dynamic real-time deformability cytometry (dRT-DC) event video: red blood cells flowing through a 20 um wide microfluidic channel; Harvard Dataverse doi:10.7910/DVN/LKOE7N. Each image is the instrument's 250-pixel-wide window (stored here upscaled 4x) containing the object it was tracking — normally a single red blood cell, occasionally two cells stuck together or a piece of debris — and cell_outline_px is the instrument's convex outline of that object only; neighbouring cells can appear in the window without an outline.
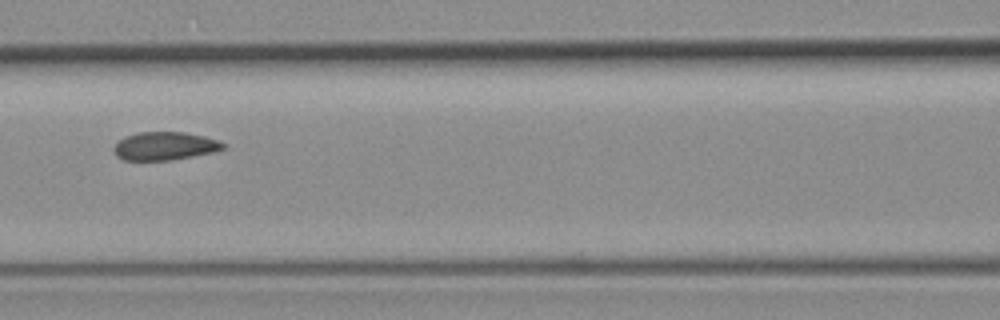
{"species": "common noctule bat (a hibernating species)", "species_latin": "Nyctalus noctula", "temperature_condition": "room temperature", "stored_images_in_passage": 9, "camera_frame_rate_fps": 3000, "um_per_image_px": 0.085, "animal": {"sex": "female", "body_mass_g": 19.3, "forearm_length_mm": 54.1}, "frame": {"image": 1, "passage_image": 6, "time_ms": 5.667, "image_size_px": [1000, 320], "cell_outline_px": [[228, 144], [224, 148], [216, 152], [172, 160], [124, 160], [116, 156], [112, 148], [124, 136], [136, 132], [184, 132], [204, 136], [220, 140]], "centroid_in_image_um": [14.04, 12.41], "position_along_channel_um": 152.6, "area_um2": 18.26}}
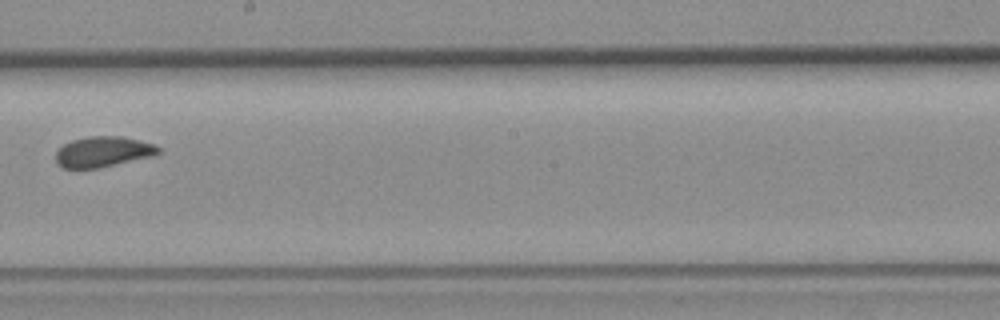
{"frame": {"image": 2, "passage_image": 8, "time_ms": 8.0, "image_size_px": [1000, 320], "cell_outline_px": [[160, 152], [152, 156], [96, 168], [64, 168], [56, 160], [56, 152], [64, 144], [72, 140], [88, 136], [124, 136], [156, 144], [160, 148]], "centroid_in_image_um": [8.79, 12.88], "position_along_channel_um": 239.4, "area_um2": 18.09}}
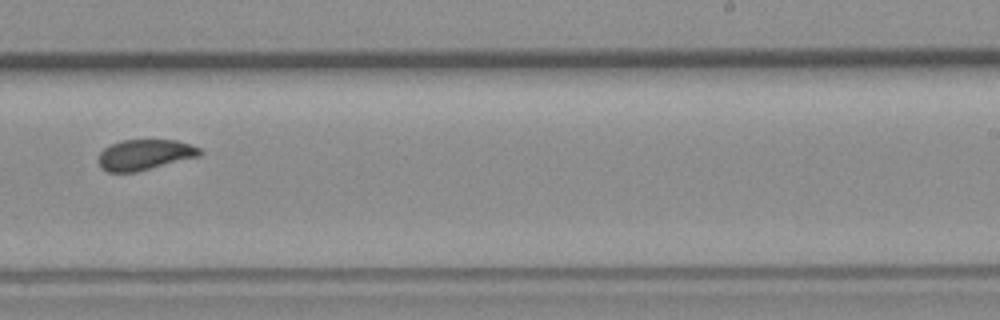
{"frame": {"image": 3, "passage_image": 9, "time_ms": 9.0, "image_size_px": [1000, 320], "cell_outline_px": [[204, 152], [200, 156], [136, 172], [108, 172], [100, 168], [100, 152], [104, 148], [120, 140], [176, 140], [200, 148]], "centroid_in_image_um": [12.32, 13.15], "position_along_channel_um": 276.7, "area_um2": 17.98}}